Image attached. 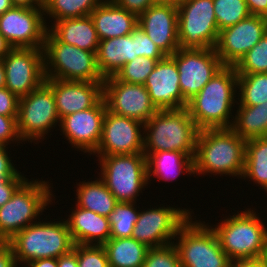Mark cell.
Masks as SVG:
<instances>
[{
    "label": "cell",
    "instance_id": "cell-15",
    "mask_svg": "<svg viewBox=\"0 0 267 267\" xmlns=\"http://www.w3.org/2000/svg\"><path fill=\"white\" fill-rule=\"evenodd\" d=\"M43 15V8L13 7L0 15V33L12 48H44L48 25Z\"/></svg>",
    "mask_w": 267,
    "mask_h": 267
},
{
    "label": "cell",
    "instance_id": "cell-29",
    "mask_svg": "<svg viewBox=\"0 0 267 267\" xmlns=\"http://www.w3.org/2000/svg\"><path fill=\"white\" fill-rule=\"evenodd\" d=\"M76 192L77 206L106 217L110 216L118 203L100 178L91 182L82 181L78 184Z\"/></svg>",
    "mask_w": 267,
    "mask_h": 267
},
{
    "label": "cell",
    "instance_id": "cell-24",
    "mask_svg": "<svg viewBox=\"0 0 267 267\" xmlns=\"http://www.w3.org/2000/svg\"><path fill=\"white\" fill-rule=\"evenodd\" d=\"M90 16L100 40L130 35L138 25L135 13L117 6L111 0H104Z\"/></svg>",
    "mask_w": 267,
    "mask_h": 267
},
{
    "label": "cell",
    "instance_id": "cell-50",
    "mask_svg": "<svg viewBox=\"0 0 267 267\" xmlns=\"http://www.w3.org/2000/svg\"><path fill=\"white\" fill-rule=\"evenodd\" d=\"M26 267H58V258H42L27 263Z\"/></svg>",
    "mask_w": 267,
    "mask_h": 267
},
{
    "label": "cell",
    "instance_id": "cell-38",
    "mask_svg": "<svg viewBox=\"0 0 267 267\" xmlns=\"http://www.w3.org/2000/svg\"><path fill=\"white\" fill-rule=\"evenodd\" d=\"M141 267H182L175 245L149 248Z\"/></svg>",
    "mask_w": 267,
    "mask_h": 267
},
{
    "label": "cell",
    "instance_id": "cell-36",
    "mask_svg": "<svg viewBox=\"0 0 267 267\" xmlns=\"http://www.w3.org/2000/svg\"><path fill=\"white\" fill-rule=\"evenodd\" d=\"M234 67L237 74L267 73V32Z\"/></svg>",
    "mask_w": 267,
    "mask_h": 267
},
{
    "label": "cell",
    "instance_id": "cell-27",
    "mask_svg": "<svg viewBox=\"0 0 267 267\" xmlns=\"http://www.w3.org/2000/svg\"><path fill=\"white\" fill-rule=\"evenodd\" d=\"M147 179L156 176L159 180H174L181 173L194 174V157L180 151H159L149 154Z\"/></svg>",
    "mask_w": 267,
    "mask_h": 267
},
{
    "label": "cell",
    "instance_id": "cell-1",
    "mask_svg": "<svg viewBox=\"0 0 267 267\" xmlns=\"http://www.w3.org/2000/svg\"><path fill=\"white\" fill-rule=\"evenodd\" d=\"M246 140L232 128L199 131L194 157L195 174L231 175L242 178Z\"/></svg>",
    "mask_w": 267,
    "mask_h": 267
},
{
    "label": "cell",
    "instance_id": "cell-16",
    "mask_svg": "<svg viewBox=\"0 0 267 267\" xmlns=\"http://www.w3.org/2000/svg\"><path fill=\"white\" fill-rule=\"evenodd\" d=\"M103 98L110 112L143 124L158 111L143 84L126 83L115 76L104 79Z\"/></svg>",
    "mask_w": 267,
    "mask_h": 267
},
{
    "label": "cell",
    "instance_id": "cell-31",
    "mask_svg": "<svg viewBox=\"0 0 267 267\" xmlns=\"http://www.w3.org/2000/svg\"><path fill=\"white\" fill-rule=\"evenodd\" d=\"M243 179H251L267 193V136L246 140Z\"/></svg>",
    "mask_w": 267,
    "mask_h": 267
},
{
    "label": "cell",
    "instance_id": "cell-10",
    "mask_svg": "<svg viewBox=\"0 0 267 267\" xmlns=\"http://www.w3.org/2000/svg\"><path fill=\"white\" fill-rule=\"evenodd\" d=\"M177 9L180 48H215L219 29L213 0H186Z\"/></svg>",
    "mask_w": 267,
    "mask_h": 267
},
{
    "label": "cell",
    "instance_id": "cell-35",
    "mask_svg": "<svg viewBox=\"0 0 267 267\" xmlns=\"http://www.w3.org/2000/svg\"><path fill=\"white\" fill-rule=\"evenodd\" d=\"M213 4L219 31L251 15L245 0H213Z\"/></svg>",
    "mask_w": 267,
    "mask_h": 267
},
{
    "label": "cell",
    "instance_id": "cell-22",
    "mask_svg": "<svg viewBox=\"0 0 267 267\" xmlns=\"http://www.w3.org/2000/svg\"><path fill=\"white\" fill-rule=\"evenodd\" d=\"M52 89L60 120L92 108L103 97V82L46 79Z\"/></svg>",
    "mask_w": 267,
    "mask_h": 267
},
{
    "label": "cell",
    "instance_id": "cell-7",
    "mask_svg": "<svg viewBox=\"0 0 267 267\" xmlns=\"http://www.w3.org/2000/svg\"><path fill=\"white\" fill-rule=\"evenodd\" d=\"M43 51L46 79L104 81L97 67L96 52L59 42L49 31Z\"/></svg>",
    "mask_w": 267,
    "mask_h": 267
},
{
    "label": "cell",
    "instance_id": "cell-46",
    "mask_svg": "<svg viewBox=\"0 0 267 267\" xmlns=\"http://www.w3.org/2000/svg\"><path fill=\"white\" fill-rule=\"evenodd\" d=\"M0 267H17L12 247L8 242L0 241Z\"/></svg>",
    "mask_w": 267,
    "mask_h": 267
},
{
    "label": "cell",
    "instance_id": "cell-3",
    "mask_svg": "<svg viewBox=\"0 0 267 267\" xmlns=\"http://www.w3.org/2000/svg\"><path fill=\"white\" fill-rule=\"evenodd\" d=\"M144 155L159 151H180L196 154L200 129L186 107L179 110H158L144 124Z\"/></svg>",
    "mask_w": 267,
    "mask_h": 267
},
{
    "label": "cell",
    "instance_id": "cell-39",
    "mask_svg": "<svg viewBox=\"0 0 267 267\" xmlns=\"http://www.w3.org/2000/svg\"><path fill=\"white\" fill-rule=\"evenodd\" d=\"M79 267H110L105 248L102 245L74 244Z\"/></svg>",
    "mask_w": 267,
    "mask_h": 267
},
{
    "label": "cell",
    "instance_id": "cell-52",
    "mask_svg": "<svg viewBox=\"0 0 267 267\" xmlns=\"http://www.w3.org/2000/svg\"><path fill=\"white\" fill-rule=\"evenodd\" d=\"M11 49L12 47L0 33V59H3Z\"/></svg>",
    "mask_w": 267,
    "mask_h": 267
},
{
    "label": "cell",
    "instance_id": "cell-54",
    "mask_svg": "<svg viewBox=\"0 0 267 267\" xmlns=\"http://www.w3.org/2000/svg\"><path fill=\"white\" fill-rule=\"evenodd\" d=\"M185 1L186 0H157V3L158 4H163V5H172V6L178 8Z\"/></svg>",
    "mask_w": 267,
    "mask_h": 267
},
{
    "label": "cell",
    "instance_id": "cell-45",
    "mask_svg": "<svg viewBox=\"0 0 267 267\" xmlns=\"http://www.w3.org/2000/svg\"><path fill=\"white\" fill-rule=\"evenodd\" d=\"M117 6L139 16L150 6L157 4V0H111Z\"/></svg>",
    "mask_w": 267,
    "mask_h": 267
},
{
    "label": "cell",
    "instance_id": "cell-56",
    "mask_svg": "<svg viewBox=\"0 0 267 267\" xmlns=\"http://www.w3.org/2000/svg\"><path fill=\"white\" fill-rule=\"evenodd\" d=\"M261 259L264 262L265 267H267V242H266V247H265V250L263 252Z\"/></svg>",
    "mask_w": 267,
    "mask_h": 267
},
{
    "label": "cell",
    "instance_id": "cell-25",
    "mask_svg": "<svg viewBox=\"0 0 267 267\" xmlns=\"http://www.w3.org/2000/svg\"><path fill=\"white\" fill-rule=\"evenodd\" d=\"M136 40L131 35L100 40L96 63L103 79L115 76L127 63L136 58Z\"/></svg>",
    "mask_w": 267,
    "mask_h": 267
},
{
    "label": "cell",
    "instance_id": "cell-53",
    "mask_svg": "<svg viewBox=\"0 0 267 267\" xmlns=\"http://www.w3.org/2000/svg\"><path fill=\"white\" fill-rule=\"evenodd\" d=\"M11 0H0V15H3L7 10L13 8Z\"/></svg>",
    "mask_w": 267,
    "mask_h": 267
},
{
    "label": "cell",
    "instance_id": "cell-44",
    "mask_svg": "<svg viewBox=\"0 0 267 267\" xmlns=\"http://www.w3.org/2000/svg\"><path fill=\"white\" fill-rule=\"evenodd\" d=\"M8 147L0 145V183L6 182L9 178L15 177L19 171L13 166V162L8 156ZM7 151V152H6Z\"/></svg>",
    "mask_w": 267,
    "mask_h": 267
},
{
    "label": "cell",
    "instance_id": "cell-49",
    "mask_svg": "<svg viewBox=\"0 0 267 267\" xmlns=\"http://www.w3.org/2000/svg\"><path fill=\"white\" fill-rule=\"evenodd\" d=\"M230 267H265L261 258L259 259H245V260H232Z\"/></svg>",
    "mask_w": 267,
    "mask_h": 267
},
{
    "label": "cell",
    "instance_id": "cell-34",
    "mask_svg": "<svg viewBox=\"0 0 267 267\" xmlns=\"http://www.w3.org/2000/svg\"><path fill=\"white\" fill-rule=\"evenodd\" d=\"M134 202H118L109 216L110 238H130L133 234L139 211Z\"/></svg>",
    "mask_w": 267,
    "mask_h": 267
},
{
    "label": "cell",
    "instance_id": "cell-9",
    "mask_svg": "<svg viewBox=\"0 0 267 267\" xmlns=\"http://www.w3.org/2000/svg\"><path fill=\"white\" fill-rule=\"evenodd\" d=\"M101 176L118 202H134L149 184L144 153L98 156ZM141 191V192H140Z\"/></svg>",
    "mask_w": 267,
    "mask_h": 267
},
{
    "label": "cell",
    "instance_id": "cell-51",
    "mask_svg": "<svg viewBox=\"0 0 267 267\" xmlns=\"http://www.w3.org/2000/svg\"><path fill=\"white\" fill-rule=\"evenodd\" d=\"M14 7L43 8L44 0H11Z\"/></svg>",
    "mask_w": 267,
    "mask_h": 267
},
{
    "label": "cell",
    "instance_id": "cell-11",
    "mask_svg": "<svg viewBox=\"0 0 267 267\" xmlns=\"http://www.w3.org/2000/svg\"><path fill=\"white\" fill-rule=\"evenodd\" d=\"M16 121L22 142L43 139L58 122L60 125L54 94L45 82L19 98Z\"/></svg>",
    "mask_w": 267,
    "mask_h": 267
},
{
    "label": "cell",
    "instance_id": "cell-26",
    "mask_svg": "<svg viewBox=\"0 0 267 267\" xmlns=\"http://www.w3.org/2000/svg\"><path fill=\"white\" fill-rule=\"evenodd\" d=\"M48 31L59 42L74 45L90 52H97L98 50L100 39L90 15L61 19L48 27Z\"/></svg>",
    "mask_w": 267,
    "mask_h": 267
},
{
    "label": "cell",
    "instance_id": "cell-6",
    "mask_svg": "<svg viewBox=\"0 0 267 267\" xmlns=\"http://www.w3.org/2000/svg\"><path fill=\"white\" fill-rule=\"evenodd\" d=\"M46 181L26 180L12 198L0 207V241L8 242L16 233L35 223L52 202L51 186Z\"/></svg>",
    "mask_w": 267,
    "mask_h": 267
},
{
    "label": "cell",
    "instance_id": "cell-30",
    "mask_svg": "<svg viewBox=\"0 0 267 267\" xmlns=\"http://www.w3.org/2000/svg\"><path fill=\"white\" fill-rule=\"evenodd\" d=\"M232 129L245 140L267 136V103L239 106Z\"/></svg>",
    "mask_w": 267,
    "mask_h": 267
},
{
    "label": "cell",
    "instance_id": "cell-8",
    "mask_svg": "<svg viewBox=\"0 0 267 267\" xmlns=\"http://www.w3.org/2000/svg\"><path fill=\"white\" fill-rule=\"evenodd\" d=\"M180 227L173 242L182 267H230L231 259L222 250L213 226L191 220ZM193 221V222H192Z\"/></svg>",
    "mask_w": 267,
    "mask_h": 267
},
{
    "label": "cell",
    "instance_id": "cell-4",
    "mask_svg": "<svg viewBox=\"0 0 267 267\" xmlns=\"http://www.w3.org/2000/svg\"><path fill=\"white\" fill-rule=\"evenodd\" d=\"M8 243L18 263L26 265L42 258H59L73 250L67 222H35L16 233ZM26 263V264H25Z\"/></svg>",
    "mask_w": 267,
    "mask_h": 267
},
{
    "label": "cell",
    "instance_id": "cell-20",
    "mask_svg": "<svg viewBox=\"0 0 267 267\" xmlns=\"http://www.w3.org/2000/svg\"><path fill=\"white\" fill-rule=\"evenodd\" d=\"M179 80L178 69L171 56H165L158 61L144 84L158 110H179L187 107L188 102L183 98Z\"/></svg>",
    "mask_w": 267,
    "mask_h": 267
},
{
    "label": "cell",
    "instance_id": "cell-14",
    "mask_svg": "<svg viewBox=\"0 0 267 267\" xmlns=\"http://www.w3.org/2000/svg\"><path fill=\"white\" fill-rule=\"evenodd\" d=\"M2 61L5 87L18 98L31 93L46 80L43 48H12Z\"/></svg>",
    "mask_w": 267,
    "mask_h": 267
},
{
    "label": "cell",
    "instance_id": "cell-42",
    "mask_svg": "<svg viewBox=\"0 0 267 267\" xmlns=\"http://www.w3.org/2000/svg\"><path fill=\"white\" fill-rule=\"evenodd\" d=\"M19 98L6 87L0 88V114L4 116L17 117Z\"/></svg>",
    "mask_w": 267,
    "mask_h": 267
},
{
    "label": "cell",
    "instance_id": "cell-5",
    "mask_svg": "<svg viewBox=\"0 0 267 267\" xmlns=\"http://www.w3.org/2000/svg\"><path fill=\"white\" fill-rule=\"evenodd\" d=\"M237 213L212 228L222 250L231 260L261 258L267 242L265 224L251 208Z\"/></svg>",
    "mask_w": 267,
    "mask_h": 267
},
{
    "label": "cell",
    "instance_id": "cell-21",
    "mask_svg": "<svg viewBox=\"0 0 267 267\" xmlns=\"http://www.w3.org/2000/svg\"><path fill=\"white\" fill-rule=\"evenodd\" d=\"M138 26L166 56L180 48L177 7L158 3L150 6L138 16Z\"/></svg>",
    "mask_w": 267,
    "mask_h": 267
},
{
    "label": "cell",
    "instance_id": "cell-17",
    "mask_svg": "<svg viewBox=\"0 0 267 267\" xmlns=\"http://www.w3.org/2000/svg\"><path fill=\"white\" fill-rule=\"evenodd\" d=\"M144 124L138 120L121 116L106 110L102 136L97 149L98 156L143 153ZM143 135V137H142Z\"/></svg>",
    "mask_w": 267,
    "mask_h": 267
},
{
    "label": "cell",
    "instance_id": "cell-32",
    "mask_svg": "<svg viewBox=\"0 0 267 267\" xmlns=\"http://www.w3.org/2000/svg\"><path fill=\"white\" fill-rule=\"evenodd\" d=\"M104 0H44V15L55 19H71L90 15Z\"/></svg>",
    "mask_w": 267,
    "mask_h": 267
},
{
    "label": "cell",
    "instance_id": "cell-48",
    "mask_svg": "<svg viewBox=\"0 0 267 267\" xmlns=\"http://www.w3.org/2000/svg\"><path fill=\"white\" fill-rule=\"evenodd\" d=\"M58 267H79L77 254L72 250L70 253L58 258Z\"/></svg>",
    "mask_w": 267,
    "mask_h": 267
},
{
    "label": "cell",
    "instance_id": "cell-28",
    "mask_svg": "<svg viewBox=\"0 0 267 267\" xmlns=\"http://www.w3.org/2000/svg\"><path fill=\"white\" fill-rule=\"evenodd\" d=\"M110 267H141L149 247L130 238H110L102 245Z\"/></svg>",
    "mask_w": 267,
    "mask_h": 267
},
{
    "label": "cell",
    "instance_id": "cell-19",
    "mask_svg": "<svg viewBox=\"0 0 267 267\" xmlns=\"http://www.w3.org/2000/svg\"><path fill=\"white\" fill-rule=\"evenodd\" d=\"M106 110L107 105L102 97L92 108L75 112L60 120L61 132L72 147L90 154L97 149Z\"/></svg>",
    "mask_w": 267,
    "mask_h": 267
},
{
    "label": "cell",
    "instance_id": "cell-43",
    "mask_svg": "<svg viewBox=\"0 0 267 267\" xmlns=\"http://www.w3.org/2000/svg\"><path fill=\"white\" fill-rule=\"evenodd\" d=\"M27 180L21 172L6 182L0 183V207L9 201L15 191Z\"/></svg>",
    "mask_w": 267,
    "mask_h": 267
},
{
    "label": "cell",
    "instance_id": "cell-12",
    "mask_svg": "<svg viewBox=\"0 0 267 267\" xmlns=\"http://www.w3.org/2000/svg\"><path fill=\"white\" fill-rule=\"evenodd\" d=\"M171 57L175 60L180 78V90L187 102L224 66L214 48H179Z\"/></svg>",
    "mask_w": 267,
    "mask_h": 267
},
{
    "label": "cell",
    "instance_id": "cell-41",
    "mask_svg": "<svg viewBox=\"0 0 267 267\" xmlns=\"http://www.w3.org/2000/svg\"><path fill=\"white\" fill-rule=\"evenodd\" d=\"M16 119L17 117L4 116L0 114V145L6 146L9 143L11 144L12 141H19L18 143L22 141L17 131Z\"/></svg>",
    "mask_w": 267,
    "mask_h": 267
},
{
    "label": "cell",
    "instance_id": "cell-40",
    "mask_svg": "<svg viewBox=\"0 0 267 267\" xmlns=\"http://www.w3.org/2000/svg\"><path fill=\"white\" fill-rule=\"evenodd\" d=\"M136 40V56L161 60L166 55L161 52L154 42L138 25L130 34Z\"/></svg>",
    "mask_w": 267,
    "mask_h": 267
},
{
    "label": "cell",
    "instance_id": "cell-37",
    "mask_svg": "<svg viewBox=\"0 0 267 267\" xmlns=\"http://www.w3.org/2000/svg\"><path fill=\"white\" fill-rule=\"evenodd\" d=\"M158 61L147 57H136L131 62H127L115 77L126 83L144 85Z\"/></svg>",
    "mask_w": 267,
    "mask_h": 267
},
{
    "label": "cell",
    "instance_id": "cell-55",
    "mask_svg": "<svg viewBox=\"0 0 267 267\" xmlns=\"http://www.w3.org/2000/svg\"><path fill=\"white\" fill-rule=\"evenodd\" d=\"M6 84V75L4 69V63L2 59H0V88L5 87Z\"/></svg>",
    "mask_w": 267,
    "mask_h": 267
},
{
    "label": "cell",
    "instance_id": "cell-18",
    "mask_svg": "<svg viewBox=\"0 0 267 267\" xmlns=\"http://www.w3.org/2000/svg\"><path fill=\"white\" fill-rule=\"evenodd\" d=\"M267 32V18L250 15L219 31L215 51L224 65L235 66Z\"/></svg>",
    "mask_w": 267,
    "mask_h": 267
},
{
    "label": "cell",
    "instance_id": "cell-33",
    "mask_svg": "<svg viewBox=\"0 0 267 267\" xmlns=\"http://www.w3.org/2000/svg\"><path fill=\"white\" fill-rule=\"evenodd\" d=\"M239 106L267 103V73L237 74Z\"/></svg>",
    "mask_w": 267,
    "mask_h": 267
},
{
    "label": "cell",
    "instance_id": "cell-13",
    "mask_svg": "<svg viewBox=\"0 0 267 267\" xmlns=\"http://www.w3.org/2000/svg\"><path fill=\"white\" fill-rule=\"evenodd\" d=\"M190 210L162 207L139 212L132 238L149 248L172 244L180 227L191 217ZM174 239V241H172Z\"/></svg>",
    "mask_w": 267,
    "mask_h": 267
},
{
    "label": "cell",
    "instance_id": "cell-47",
    "mask_svg": "<svg viewBox=\"0 0 267 267\" xmlns=\"http://www.w3.org/2000/svg\"><path fill=\"white\" fill-rule=\"evenodd\" d=\"M251 15L267 18V0H245Z\"/></svg>",
    "mask_w": 267,
    "mask_h": 267
},
{
    "label": "cell",
    "instance_id": "cell-23",
    "mask_svg": "<svg viewBox=\"0 0 267 267\" xmlns=\"http://www.w3.org/2000/svg\"><path fill=\"white\" fill-rule=\"evenodd\" d=\"M66 220L74 244L103 245L110 239L109 217L76 205Z\"/></svg>",
    "mask_w": 267,
    "mask_h": 267
},
{
    "label": "cell",
    "instance_id": "cell-2",
    "mask_svg": "<svg viewBox=\"0 0 267 267\" xmlns=\"http://www.w3.org/2000/svg\"><path fill=\"white\" fill-rule=\"evenodd\" d=\"M237 88L238 75L235 67L224 65L202 90L188 101L186 108L200 130L232 127L234 116L230 121L231 110L236 103L234 97Z\"/></svg>",
    "mask_w": 267,
    "mask_h": 267
}]
</instances>
